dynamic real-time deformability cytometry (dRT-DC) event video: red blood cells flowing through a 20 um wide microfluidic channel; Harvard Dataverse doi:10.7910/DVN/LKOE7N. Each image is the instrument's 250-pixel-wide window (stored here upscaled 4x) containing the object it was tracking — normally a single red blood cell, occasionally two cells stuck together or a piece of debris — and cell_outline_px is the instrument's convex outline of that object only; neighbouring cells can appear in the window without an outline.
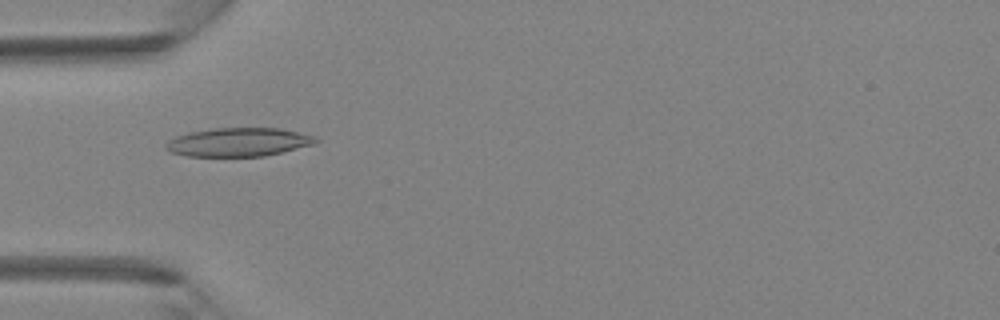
{"species": "Egyptian fruit bat (a non-hibernating species)", "species_latin": "Rousettus aegyptiacus", "temperature_condition": "room temperature", "stored_images_in_passage": 19, "camera_frame_rate_fps": 3000, "um_per_image_px": 0.085, "animal": {"sex": "female"}, "frame": {"image": 1, "passage_image": 1, "time_ms": 0.0, "image_size_px": [1000, 320], "cell_outline_px": [[320, 140], [316, 144], [264, 156], [188, 156], [172, 152], [164, 148], [164, 144], [168, 140], [176, 136], [188, 132], [216, 128], [280, 128], [316, 136]], "centroid_in_image_um": [20.29, 12.07], "position_along_channel_um": 64.7, "area_um2": 25.09}}
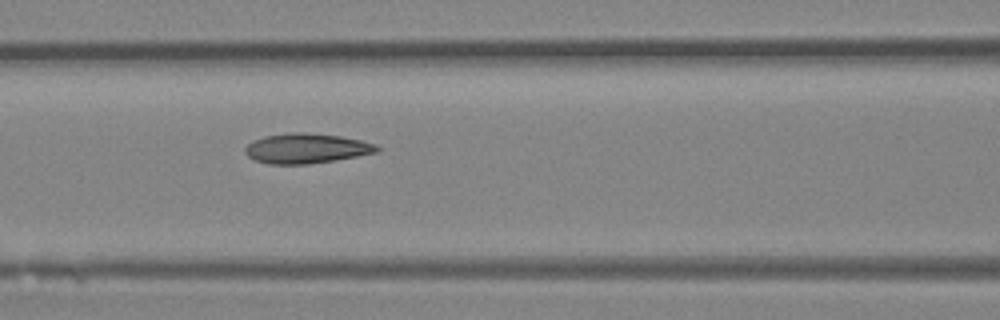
{"frame": {"image": 2, "passage_image": 6, "time_ms": 1.667, "image_size_px": [1000, 320], "cell_outline_px": [[380, 152], [336, 160], [308, 164], [268, 164], [256, 160], [248, 156], [244, 152], [244, 148], [252, 140], [264, 136], [292, 132], [304, 132], [340, 136], [360, 140], [376, 144], [380, 148]], "centroid_in_image_um": [26.05, 12.61], "position_along_channel_um": 140.6, "area_um2": 23.12}}
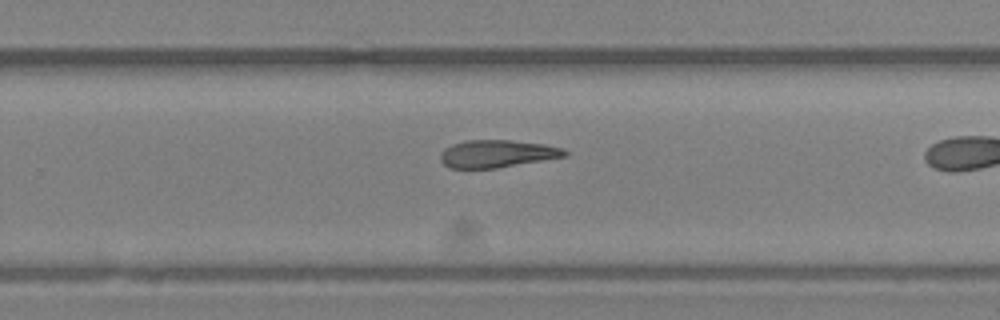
{"frame": {"image": 3, "passage_image": 13, "time_ms": 4.0, "image_size_px": [1000, 320], "cell_outline_px": [[568, 156], [496, 168], [448, 168], [440, 160], [440, 152], [444, 148], [452, 144], [464, 140], [508, 140], [544, 144], [564, 148], [568, 152]], "centroid_in_image_um": [42.24, 13.06], "position_along_channel_um": 287.6, "area_um2": 20.06}}